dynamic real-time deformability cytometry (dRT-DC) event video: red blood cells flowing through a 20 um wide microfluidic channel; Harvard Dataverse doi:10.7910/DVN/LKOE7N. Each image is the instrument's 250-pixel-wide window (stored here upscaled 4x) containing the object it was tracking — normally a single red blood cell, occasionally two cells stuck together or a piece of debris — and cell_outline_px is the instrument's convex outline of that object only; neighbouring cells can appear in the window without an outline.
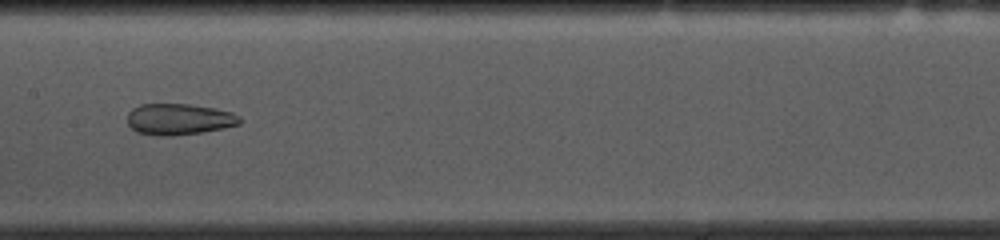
{"species": "common noctule bat (a hibernating species)", "species_latin": "Nyctalus noctula", "temperature_condition": "cold", "stored_images_in_passage": 52, "camera_frame_rate_fps": 3000, "um_per_image_px": 0.085, "animal": {"sex": "female", "body_mass_g": 10.0, "forearm_length_mm": 53.1}, "frame": {"image": 1, "passage_image": 25, "time_ms": 8.0, "image_size_px": [1000, 240], "cell_outline_px": [[240, 124], [224, 128], [200, 132], [172, 136], [156, 136], [136, 132], [128, 124], [128, 112], [132, 108], [140, 104], [188, 104], [216, 108], [232, 112], [240, 116]], "centroid_in_image_um": [15.2, 10.13], "position_along_channel_um": 192.2, "area_um2": 20.58}}
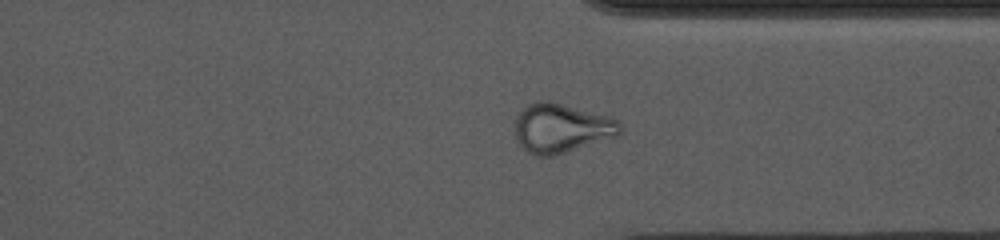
{"frame": {"image": 2, "passage_image": 39, "time_ms": 12.667, "image_size_px": [1000, 240], "cell_outline_px": [[620, 132], [616, 136], [556, 156], [536, 156], [528, 152], [516, 140], [516, 116], [528, 104], [540, 100], [548, 100], [608, 116], [616, 120], [620, 124]], "centroid_in_image_um": [47.69, 10.9], "position_along_channel_um": 363.7, "area_um2": 29.94}}
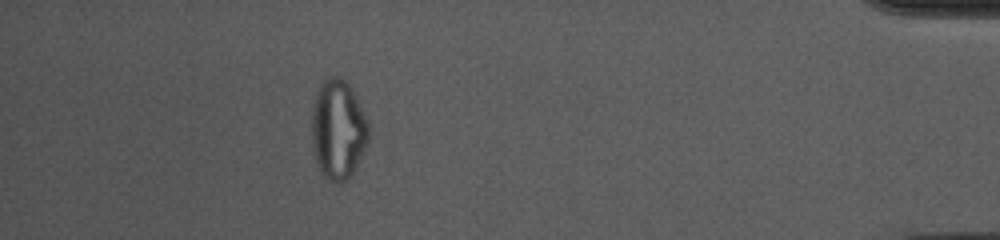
{"frame": {"image": 3, "passage_image": 47, "time_ms": 15.333, "image_size_px": [1000, 240], "cell_outline_px": [[368, 144], [352, 176], [340, 184], [336, 184], [328, 180], [320, 172], [316, 164], [312, 152], [312, 108], [316, 88], [324, 80], [332, 76], [340, 76], [352, 88], [368, 120]], "centroid_in_image_um": [28.72, 11.04], "position_along_channel_um": 406.5, "area_um2": 33.81}, "authors_computed_cell_mechanics": {"area_um2": 27.8307, "velocity_mm_per_s": 3.704, "shape_relaxation_time_tau1_ms": null, "shape_relaxation_time_tau2_ms": 2.4936, "deformation_change_tau1": null, "deformation_change_tau2": 0.1033}}